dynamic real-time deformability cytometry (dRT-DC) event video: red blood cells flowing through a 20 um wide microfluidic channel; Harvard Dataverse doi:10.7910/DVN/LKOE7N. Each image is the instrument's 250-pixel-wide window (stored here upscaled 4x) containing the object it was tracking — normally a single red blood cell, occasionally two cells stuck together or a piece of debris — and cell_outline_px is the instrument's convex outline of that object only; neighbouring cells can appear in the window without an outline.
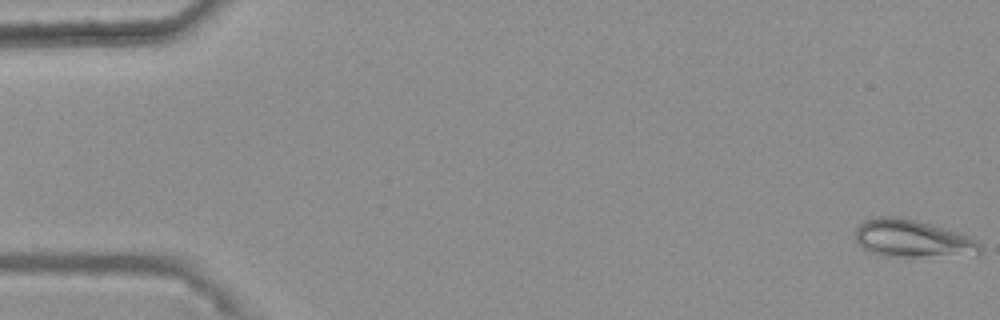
{"species": "common noctule bat (a hibernating species)", "species_latin": "Nyctalus noctula", "temperature_condition": "warm", "stored_images_in_passage": 47, "camera_frame_rate_fps": 3000, "um_per_image_px": 0.085, "animal": {"sex": "female", "body_mass_g": 25.1}, "frame": {"image": 1, "passage_image": 1, "time_ms": 0.0, "image_size_px": [1000, 320], "cell_outline_px": [[980, 252], [916, 256], [888, 256], [872, 252], [860, 248], [856, 240], [856, 228], [864, 220], [876, 216], [900, 216], [960, 232], [976, 240], [980, 244]], "centroid_in_image_um": [77.45, 20.23], "position_along_channel_um": 7.6, "area_um2": 26.65}}
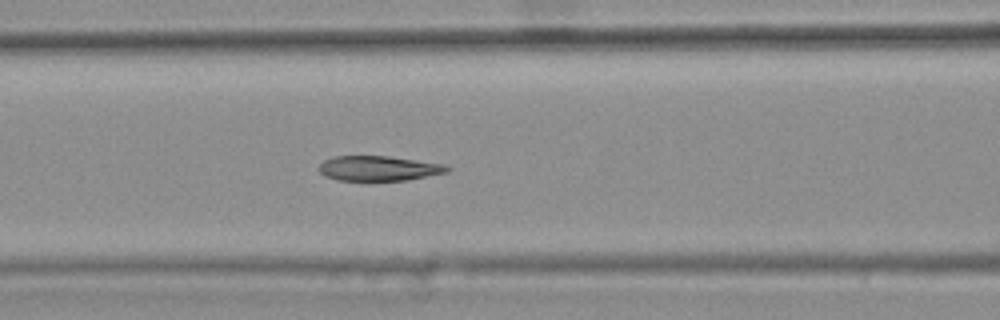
{"frame": {"image": 2, "passage_image": 23, "time_ms": 7.333, "image_size_px": [1000, 320], "cell_outline_px": [[452, 168], [448, 172], [408, 180], [368, 184], [336, 180], [324, 176], [320, 172], [320, 164], [324, 160], [332, 156], [388, 156], [444, 164]], "centroid_in_image_um": [32.16, 14.36], "position_along_channel_um": 134.4, "area_um2": 19.65}}
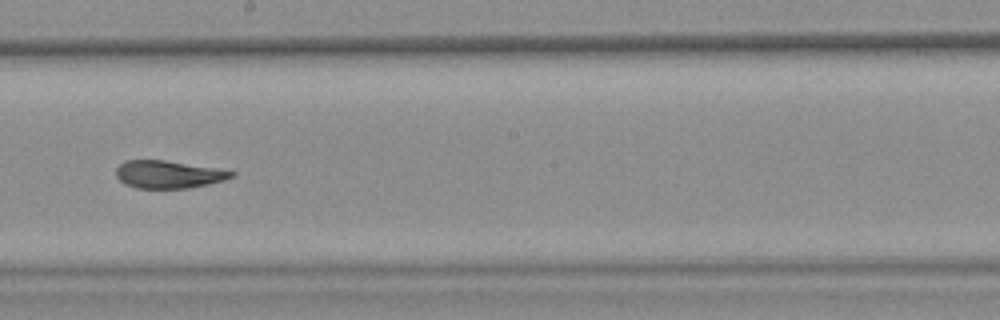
{"frame": {"image": 3, "passage_image": 31, "time_ms": 10.0, "image_size_px": [1000, 320], "cell_outline_px": [[236, 176], [224, 180], [208, 184], [188, 188], [136, 188], [124, 184], [116, 176], [116, 168], [124, 160], [164, 160], [216, 168], [236, 172]], "centroid_in_image_um": [14.31, 14.82], "position_along_channel_um": 233.9, "area_um2": 18.61}, "authors_computed_cell_mechanics": {"area_um2": 20.0566, "velocity_mm_per_s": 3.7366, "shape_relaxation_time_tau1_ms": 7.7865, "shape_relaxation_time_tau2_ms": 3.0311, "deformation_change_tau1": 0.2133, "deformation_change_tau2": 0.0928}}